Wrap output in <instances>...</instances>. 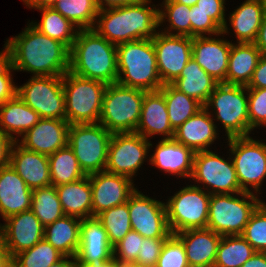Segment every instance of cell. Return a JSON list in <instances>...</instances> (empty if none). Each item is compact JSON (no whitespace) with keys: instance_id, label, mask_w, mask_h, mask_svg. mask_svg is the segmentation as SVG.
<instances>
[{"instance_id":"6f0895ef","label":"cell","mask_w":266,"mask_h":267,"mask_svg":"<svg viewBox=\"0 0 266 267\" xmlns=\"http://www.w3.org/2000/svg\"><path fill=\"white\" fill-rule=\"evenodd\" d=\"M29 8H49L53 7L58 0H22Z\"/></svg>"},{"instance_id":"680465c9","label":"cell","mask_w":266,"mask_h":267,"mask_svg":"<svg viewBox=\"0 0 266 267\" xmlns=\"http://www.w3.org/2000/svg\"><path fill=\"white\" fill-rule=\"evenodd\" d=\"M72 258L73 260H68ZM49 267H76V259L71 256H63L60 260L53 263Z\"/></svg>"},{"instance_id":"6da1fadb","label":"cell","mask_w":266,"mask_h":267,"mask_svg":"<svg viewBox=\"0 0 266 267\" xmlns=\"http://www.w3.org/2000/svg\"><path fill=\"white\" fill-rule=\"evenodd\" d=\"M5 57L16 71L34 76H63L69 71L70 50L61 42L39 32L30 23L4 45Z\"/></svg>"},{"instance_id":"9a60e30c","label":"cell","mask_w":266,"mask_h":267,"mask_svg":"<svg viewBox=\"0 0 266 267\" xmlns=\"http://www.w3.org/2000/svg\"><path fill=\"white\" fill-rule=\"evenodd\" d=\"M128 209L132 230L142 237L167 238L171 234L165 203L136 189L128 198Z\"/></svg>"},{"instance_id":"30bf717a","label":"cell","mask_w":266,"mask_h":267,"mask_svg":"<svg viewBox=\"0 0 266 267\" xmlns=\"http://www.w3.org/2000/svg\"><path fill=\"white\" fill-rule=\"evenodd\" d=\"M199 185H188L166 203L167 222L172 234L207 228L211 194Z\"/></svg>"},{"instance_id":"ba28073f","label":"cell","mask_w":266,"mask_h":267,"mask_svg":"<svg viewBox=\"0 0 266 267\" xmlns=\"http://www.w3.org/2000/svg\"><path fill=\"white\" fill-rule=\"evenodd\" d=\"M112 134L100 123L69 125L67 144L86 175L105 171Z\"/></svg>"},{"instance_id":"be15d7a7","label":"cell","mask_w":266,"mask_h":267,"mask_svg":"<svg viewBox=\"0 0 266 267\" xmlns=\"http://www.w3.org/2000/svg\"><path fill=\"white\" fill-rule=\"evenodd\" d=\"M114 267H137L133 263H122L114 259Z\"/></svg>"},{"instance_id":"b9f144b4","label":"cell","mask_w":266,"mask_h":267,"mask_svg":"<svg viewBox=\"0 0 266 267\" xmlns=\"http://www.w3.org/2000/svg\"><path fill=\"white\" fill-rule=\"evenodd\" d=\"M162 5L165 9L159 10V24L168 18L167 21L170 23L168 29L170 31L177 30L176 34L171 33L168 29L163 33L191 37V7L178 2H163Z\"/></svg>"},{"instance_id":"6125c7cd","label":"cell","mask_w":266,"mask_h":267,"mask_svg":"<svg viewBox=\"0 0 266 267\" xmlns=\"http://www.w3.org/2000/svg\"><path fill=\"white\" fill-rule=\"evenodd\" d=\"M198 0H164L163 2H178L181 4H185L189 7H192L196 4Z\"/></svg>"},{"instance_id":"9f6ffc18","label":"cell","mask_w":266,"mask_h":267,"mask_svg":"<svg viewBox=\"0 0 266 267\" xmlns=\"http://www.w3.org/2000/svg\"><path fill=\"white\" fill-rule=\"evenodd\" d=\"M241 267H266V254L255 252Z\"/></svg>"},{"instance_id":"9c48e42d","label":"cell","mask_w":266,"mask_h":267,"mask_svg":"<svg viewBox=\"0 0 266 267\" xmlns=\"http://www.w3.org/2000/svg\"><path fill=\"white\" fill-rule=\"evenodd\" d=\"M246 86L218 83L205 108H214L215 117L223 124L228 138L249 136L248 94Z\"/></svg>"},{"instance_id":"ee69618b","label":"cell","mask_w":266,"mask_h":267,"mask_svg":"<svg viewBox=\"0 0 266 267\" xmlns=\"http://www.w3.org/2000/svg\"><path fill=\"white\" fill-rule=\"evenodd\" d=\"M155 267H189L183 242L175 234L166 238Z\"/></svg>"},{"instance_id":"f6af8a7d","label":"cell","mask_w":266,"mask_h":267,"mask_svg":"<svg viewBox=\"0 0 266 267\" xmlns=\"http://www.w3.org/2000/svg\"><path fill=\"white\" fill-rule=\"evenodd\" d=\"M142 237L130 230L124 238L113 247V259L122 263H135L142 247ZM118 252V253H117Z\"/></svg>"},{"instance_id":"44dd1931","label":"cell","mask_w":266,"mask_h":267,"mask_svg":"<svg viewBox=\"0 0 266 267\" xmlns=\"http://www.w3.org/2000/svg\"><path fill=\"white\" fill-rule=\"evenodd\" d=\"M232 42L196 36L192 38V57L218 83H225Z\"/></svg>"},{"instance_id":"db71d44e","label":"cell","mask_w":266,"mask_h":267,"mask_svg":"<svg viewBox=\"0 0 266 267\" xmlns=\"http://www.w3.org/2000/svg\"><path fill=\"white\" fill-rule=\"evenodd\" d=\"M98 10L108 8L119 7L124 5H130L134 3L141 2L143 0H94ZM105 5V6H104Z\"/></svg>"},{"instance_id":"4316f807","label":"cell","mask_w":266,"mask_h":267,"mask_svg":"<svg viewBox=\"0 0 266 267\" xmlns=\"http://www.w3.org/2000/svg\"><path fill=\"white\" fill-rule=\"evenodd\" d=\"M211 117L209 110L203 107L174 130L173 138L194 152L209 150V145L217 138V126Z\"/></svg>"},{"instance_id":"2e32d148","label":"cell","mask_w":266,"mask_h":267,"mask_svg":"<svg viewBox=\"0 0 266 267\" xmlns=\"http://www.w3.org/2000/svg\"><path fill=\"white\" fill-rule=\"evenodd\" d=\"M158 74L162 84H171L179 78L192 58V37L158 32L153 38Z\"/></svg>"},{"instance_id":"c3c4849f","label":"cell","mask_w":266,"mask_h":267,"mask_svg":"<svg viewBox=\"0 0 266 267\" xmlns=\"http://www.w3.org/2000/svg\"><path fill=\"white\" fill-rule=\"evenodd\" d=\"M191 37L204 36L215 34L221 35L222 29L208 16V14L203 13L196 9V5L191 7Z\"/></svg>"},{"instance_id":"ffe728a7","label":"cell","mask_w":266,"mask_h":267,"mask_svg":"<svg viewBox=\"0 0 266 267\" xmlns=\"http://www.w3.org/2000/svg\"><path fill=\"white\" fill-rule=\"evenodd\" d=\"M69 125L66 120L40 118L17 143L27 150L50 156L67 145Z\"/></svg>"},{"instance_id":"91938a15","label":"cell","mask_w":266,"mask_h":267,"mask_svg":"<svg viewBox=\"0 0 266 267\" xmlns=\"http://www.w3.org/2000/svg\"><path fill=\"white\" fill-rule=\"evenodd\" d=\"M0 267H13L12 256L7 249H0Z\"/></svg>"},{"instance_id":"e575fe53","label":"cell","mask_w":266,"mask_h":267,"mask_svg":"<svg viewBox=\"0 0 266 267\" xmlns=\"http://www.w3.org/2000/svg\"><path fill=\"white\" fill-rule=\"evenodd\" d=\"M159 91L164 95L173 130H176L203 108L198 101L179 91L172 84L163 85Z\"/></svg>"},{"instance_id":"8992f818","label":"cell","mask_w":266,"mask_h":267,"mask_svg":"<svg viewBox=\"0 0 266 267\" xmlns=\"http://www.w3.org/2000/svg\"><path fill=\"white\" fill-rule=\"evenodd\" d=\"M106 87L104 82L66 72L63 75L66 121L70 125L99 123Z\"/></svg>"},{"instance_id":"74e56055","label":"cell","mask_w":266,"mask_h":267,"mask_svg":"<svg viewBox=\"0 0 266 267\" xmlns=\"http://www.w3.org/2000/svg\"><path fill=\"white\" fill-rule=\"evenodd\" d=\"M31 210L44 227L65 215L54 185L33 189Z\"/></svg>"},{"instance_id":"8fae6325","label":"cell","mask_w":266,"mask_h":267,"mask_svg":"<svg viewBox=\"0 0 266 267\" xmlns=\"http://www.w3.org/2000/svg\"><path fill=\"white\" fill-rule=\"evenodd\" d=\"M17 95L40 118L66 120L63 76H32L23 86L17 87Z\"/></svg>"},{"instance_id":"83f0119b","label":"cell","mask_w":266,"mask_h":267,"mask_svg":"<svg viewBox=\"0 0 266 267\" xmlns=\"http://www.w3.org/2000/svg\"><path fill=\"white\" fill-rule=\"evenodd\" d=\"M39 119L38 113L24 103L17 94L0 105V130L14 141L19 140L12 134L22 136L35 126Z\"/></svg>"},{"instance_id":"7a4b0ae2","label":"cell","mask_w":266,"mask_h":267,"mask_svg":"<svg viewBox=\"0 0 266 267\" xmlns=\"http://www.w3.org/2000/svg\"><path fill=\"white\" fill-rule=\"evenodd\" d=\"M151 0L98 11L93 29L110 43L119 45L140 39H152L158 32L159 9L148 7ZM99 17V18H98Z\"/></svg>"},{"instance_id":"d6986e66","label":"cell","mask_w":266,"mask_h":267,"mask_svg":"<svg viewBox=\"0 0 266 267\" xmlns=\"http://www.w3.org/2000/svg\"><path fill=\"white\" fill-rule=\"evenodd\" d=\"M75 259L76 262L86 265L104 264L113 260V247L97 217L81 220L80 245Z\"/></svg>"},{"instance_id":"4fadbf2b","label":"cell","mask_w":266,"mask_h":267,"mask_svg":"<svg viewBox=\"0 0 266 267\" xmlns=\"http://www.w3.org/2000/svg\"><path fill=\"white\" fill-rule=\"evenodd\" d=\"M191 178L205 184L208 190L212 187L207 191L210 194L240 195L243 192L233 160L226 161L210 150L195 152Z\"/></svg>"},{"instance_id":"f1b7e54d","label":"cell","mask_w":266,"mask_h":267,"mask_svg":"<svg viewBox=\"0 0 266 267\" xmlns=\"http://www.w3.org/2000/svg\"><path fill=\"white\" fill-rule=\"evenodd\" d=\"M55 188L65 215L81 220L92 217V189L89 175Z\"/></svg>"},{"instance_id":"f5cc1de1","label":"cell","mask_w":266,"mask_h":267,"mask_svg":"<svg viewBox=\"0 0 266 267\" xmlns=\"http://www.w3.org/2000/svg\"><path fill=\"white\" fill-rule=\"evenodd\" d=\"M14 142L0 130V167L9 165L10 151Z\"/></svg>"},{"instance_id":"94428289","label":"cell","mask_w":266,"mask_h":267,"mask_svg":"<svg viewBox=\"0 0 266 267\" xmlns=\"http://www.w3.org/2000/svg\"><path fill=\"white\" fill-rule=\"evenodd\" d=\"M76 267H114V259L111 262L98 264V265H86V264H80L76 262Z\"/></svg>"},{"instance_id":"cb8c5ba5","label":"cell","mask_w":266,"mask_h":267,"mask_svg":"<svg viewBox=\"0 0 266 267\" xmlns=\"http://www.w3.org/2000/svg\"><path fill=\"white\" fill-rule=\"evenodd\" d=\"M175 235L183 242L189 267H214L221 235L209 228L188 229Z\"/></svg>"},{"instance_id":"e7e4bbea","label":"cell","mask_w":266,"mask_h":267,"mask_svg":"<svg viewBox=\"0 0 266 267\" xmlns=\"http://www.w3.org/2000/svg\"><path fill=\"white\" fill-rule=\"evenodd\" d=\"M0 249H6L5 245L3 244V230L2 224L0 225Z\"/></svg>"},{"instance_id":"f907efd6","label":"cell","mask_w":266,"mask_h":267,"mask_svg":"<svg viewBox=\"0 0 266 267\" xmlns=\"http://www.w3.org/2000/svg\"><path fill=\"white\" fill-rule=\"evenodd\" d=\"M14 70L11 62L4 56L0 60V105L17 94L11 72Z\"/></svg>"},{"instance_id":"1f68e13d","label":"cell","mask_w":266,"mask_h":267,"mask_svg":"<svg viewBox=\"0 0 266 267\" xmlns=\"http://www.w3.org/2000/svg\"><path fill=\"white\" fill-rule=\"evenodd\" d=\"M171 84L204 107L218 82L192 57L183 68L179 78Z\"/></svg>"},{"instance_id":"d590c367","label":"cell","mask_w":266,"mask_h":267,"mask_svg":"<svg viewBox=\"0 0 266 267\" xmlns=\"http://www.w3.org/2000/svg\"><path fill=\"white\" fill-rule=\"evenodd\" d=\"M51 185L72 183L87 176L81 169L73 149L67 144L48 156Z\"/></svg>"},{"instance_id":"816d5d0a","label":"cell","mask_w":266,"mask_h":267,"mask_svg":"<svg viewBox=\"0 0 266 267\" xmlns=\"http://www.w3.org/2000/svg\"><path fill=\"white\" fill-rule=\"evenodd\" d=\"M247 88H266V55H262Z\"/></svg>"},{"instance_id":"e0dca14e","label":"cell","mask_w":266,"mask_h":267,"mask_svg":"<svg viewBox=\"0 0 266 267\" xmlns=\"http://www.w3.org/2000/svg\"><path fill=\"white\" fill-rule=\"evenodd\" d=\"M92 189V217L128 201L136 190L133 180L120 174L101 171L89 175Z\"/></svg>"},{"instance_id":"7bdbcfd3","label":"cell","mask_w":266,"mask_h":267,"mask_svg":"<svg viewBox=\"0 0 266 267\" xmlns=\"http://www.w3.org/2000/svg\"><path fill=\"white\" fill-rule=\"evenodd\" d=\"M256 252L266 251V203L262 202L251 215L241 234Z\"/></svg>"},{"instance_id":"bcb514c9","label":"cell","mask_w":266,"mask_h":267,"mask_svg":"<svg viewBox=\"0 0 266 267\" xmlns=\"http://www.w3.org/2000/svg\"><path fill=\"white\" fill-rule=\"evenodd\" d=\"M250 131L266 126V88H247Z\"/></svg>"},{"instance_id":"603a6c76","label":"cell","mask_w":266,"mask_h":267,"mask_svg":"<svg viewBox=\"0 0 266 267\" xmlns=\"http://www.w3.org/2000/svg\"><path fill=\"white\" fill-rule=\"evenodd\" d=\"M33 190L11 167H0V214L4 220L12 215L31 210Z\"/></svg>"},{"instance_id":"f546056e","label":"cell","mask_w":266,"mask_h":267,"mask_svg":"<svg viewBox=\"0 0 266 267\" xmlns=\"http://www.w3.org/2000/svg\"><path fill=\"white\" fill-rule=\"evenodd\" d=\"M261 56L254 43L232 44L225 83L247 86Z\"/></svg>"},{"instance_id":"03108f58","label":"cell","mask_w":266,"mask_h":267,"mask_svg":"<svg viewBox=\"0 0 266 267\" xmlns=\"http://www.w3.org/2000/svg\"><path fill=\"white\" fill-rule=\"evenodd\" d=\"M5 56L3 50L0 52V60Z\"/></svg>"},{"instance_id":"277c9868","label":"cell","mask_w":266,"mask_h":267,"mask_svg":"<svg viewBox=\"0 0 266 267\" xmlns=\"http://www.w3.org/2000/svg\"><path fill=\"white\" fill-rule=\"evenodd\" d=\"M116 49L118 84L147 92L163 86L152 39L129 41L116 45Z\"/></svg>"},{"instance_id":"681fc988","label":"cell","mask_w":266,"mask_h":267,"mask_svg":"<svg viewBox=\"0 0 266 267\" xmlns=\"http://www.w3.org/2000/svg\"><path fill=\"white\" fill-rule=\"evenodd\" d=\"M225 0H198L196 9L208 16L222 29V34L228 33L225 19Z\"/></svg>"},{"instance_id":"7402d4cb","label":"cell","mask_w":266,"mask_h":267,"mask_svg":"<svg viewBox=\"0 0 266 267\" xmlns=\"http://www.w3.org/2000/svg\"><path fill=\"white\" fill-rule=\"evenodd\" d=\"M9 164L30 189L51 185L48 156L27 150L15 141L10 151Z\"/></svg>"},{"instance_id":"11a10c76","label":"cell","mask_w":266,"mask_h":267,"mask_svg":"<svg viewBox=\"0 0 266 267\" xmlns=\"http://www.w3.org/2000/svg\"><path fill=\"white\" fill-rule=\"evenodd\" d=\"M254 44L260 50L262 55H266V13L264 15L262 24L259 28V32Z\"/></svg>"},{"instance_id":"7dc6e473","label":"cell","mask_w":266,"mask_h":267,"mask_svg":"<svg viewBox=\"0 0 266 267\" xmlns=\"http://www.w3.org/2000/svg\"><path fill=\"white\" fill-rule=\"evenodd\" d=\"M166 238H144L138 258L137 267H155Z\"/></svg>"},{"instance_id":"5bb4252c","label":"cell","mask_w":266,"mask_h":267,"mask_svg":"<svg viewBox=\"0 0 266 267\" xmlns=\"http://www.w3.org/2000/svg\"><path fill=\"white\" fill-rule=\"evenodd\" d=\"M151 142L136 132L113 133L105 171L132 177L146 159Z\"/></svg>"},{"instance_id":"5b68a950","label":"cell","mask_w":266,"mask_h":267,"mask_svg":"<svg viewBox=\"0 0 266 267\" xmlns=\"http://www.w3.org/2000/svg\"><path fill=\"white\" fill-rule=\"evenodd\" d=\"M146 92L118 83L108 84L103 95L99 123L111 133L135 132Z\"/></svg>"},{"instance_id":"ab89813d","label":"cell","mask_w":266,"mask_h":267,"mask_svg":"<svg viewBox=\"0 0 266 267\" xmlns=\"http://www.w3.org/2000/svg\"><path fill=\"white\" fill-rule=\"evenodd\" d=\"M97 218L101 221L107 232L109 242L114 247L124 236L132 230L128 201L113 208L103 211Z\"/></svg>"},{"instance_id":"3957f363","label":"cell","mask_w":266,"mask_h":267,"mask_svg":"<svg viewBox=\"0 0 266 267\" xmlns=\"http://www.w3.org/2000/svg\"><path fill=\"white\" fill-rule=\"evenodd\" d=\"M69 71L105 84L117 83V49L94 29L78 31L69 53Z\"/></svg>"},{"instance_id":"836d02e7","label":"cell","mask_w":266,"mask_h":267,"mask_svg":"<svg viewBox=\"0 0 266 267\" xmlns=\"http://www.w3.org/2000/svg\"><path fill=\"white\" fill-rule=\"evenodd\" d=\"M38 10L42 11L41 21L30 24L42 34L63 43L70 50L79 29L74 30L75 25L53 7Z\"/></svg>"},{"instance_id":"4dcf8cb0","label":"cell","mask_w":266,"mask_h":267,"mask_svg":"<svg viewBox=\"0 0 266 267\" xmlns=\"http://www.w3.org/2000/svg\"><path fill=\"white\" fill-rule=\"evenodd\" d=\"M266 13V1L246 0L229 16L238 43H254Z\"/></svg>"},{"instance_id":"52a82bcc","label":"cell","mask_w":266,"mask_h":267,"mask_svg":"<svg viewBox=\"0 0 266 267\" xmlns=\"http://www.w3.org/2000/svg\"><path fill=\"white\" fill-rule=\"evenodd\" d=\"M240 195L242 199L234 194H211L207 228L221 236L241 235L262 200L253 192L243 191Z\"/></svg>"},{"instance_id":"d4e9b609","label":"cell","mask_w":266,"mask_h":267,"mask_svg":"<svg viewBox=\"0 0 266 267\" xmlns=\"http://www.w3.org/2000/svg\"><path fill=\"white\" fill-rule=\"evenodd\" d=\"M135 132L147 140L158 133L166 136L165 139L173 138L174 130L170 125L165 98L159 90L145 93L140 121Z\"/></svg>"},{"instance_id":"7c38bea8","label":"cell","mask_w":266,"mask_h":267,"mask_svg":"<svg viewBox=\"0 0 266 267\" xmlns=\"http://www.w3.org/2000/svg\"><path fill=\"white\" fill-rule=\"evenodd\" d=\"M228 142L240 188L251 192L250 185L257 193L266 177V143L250 136L231 137Z\"/></svg>"},{"instance_id":"f35d334b","label":"cell","mask_w":266,"mask_h":267,"mask_svg":"<svg viewBox=\"0 0 266 267\" xmlns=\"http://www.w3.org/2000/svg\"><path fill=\"white\" fill-rule=\"evenodd\" d=\"M53 8L79 30L93 29L99 11L94 0H58Z\"/></svg>"},{"instance_id":"8d00e7d4","label":"cell","mask_w":266,"mask_h":267,"mask_svg":"<svg viewBox=\"0 0 266 267\" xmlns=\"http://www.w3.org/2000/svg\"><path fill=\"white\" fill-rule=\"evenodd\" d=\"M255 252L242 235L222 236L214 267H241Z\"/></svg>"},{"instance_id":"ac0fdd59","label":"cell","mask_w":266,"mask_h":267,"mask_svg":"<svg viewBox=\"0 0 266 267\" xmlns=\"http://www.w3.org/2000/svg\"><path fill=\"white\" fill-rule=\"evenodd\" d=\"M4 221L3 244L12 258L44 239V226L32 210L12 215Z\"/></svg>"},{"instance_id":"d6a6232c","label":"cell","mask_w":266,"mask_h":267,"mask_svg":"<svg viewBox=\"0 0 266 267\" xmlns=\"http://www.w3.org/2000/svg\"><path fill=\"white\" fill-rule=\"evenodd\" d=\"M81 219L64 215L44 227V239L63 256L74 257L80 245Z\"/></svg>"},{"instance_id":"60d3db41","label":"cell","mask_w":266,"mask_h":267,"mask_svg":"<svg viewBox=\"0 0 266 267\" xmlns=\"http://www.w3.org/2000/svg\"><path fill=\"white\" fill-rule=\"evenodd\" d=\"M63 255L45 239L12 258L13 267H49Z\"/></svg>"},{"instance_id":"484cf974","label":"cell","mask_w":266,"mask_h":267,"mask_svg":"<svg viewBox=\"0 0 266 267\" xmlns=\"http://www.w3.org/2000/svg\"><path fill=\"white\" fill-rule=\"evenodd\" d=\"M151 155L149 162L159 169L181 178H191L195 152L174 138H163Z\"/></svg>"}]
</instances>
